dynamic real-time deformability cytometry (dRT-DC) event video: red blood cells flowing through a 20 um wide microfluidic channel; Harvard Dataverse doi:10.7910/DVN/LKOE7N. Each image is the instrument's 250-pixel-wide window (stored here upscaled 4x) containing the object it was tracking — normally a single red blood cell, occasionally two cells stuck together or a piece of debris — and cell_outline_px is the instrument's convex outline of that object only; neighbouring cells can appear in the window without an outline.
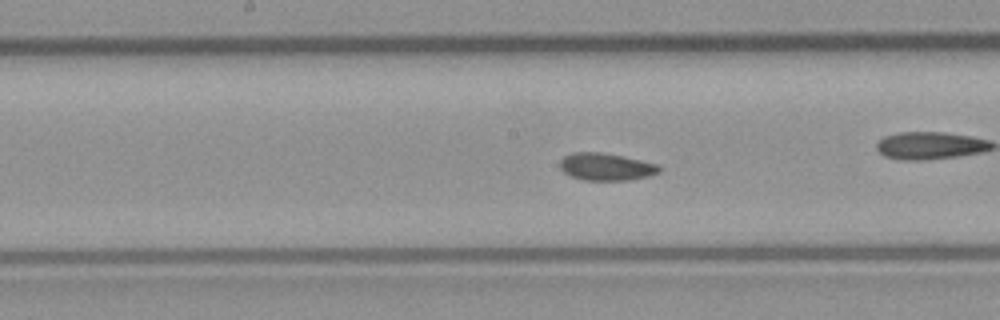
{"species": "common noctule bat (a hibernating species)", "species_latin": "Nyctalus noctula", "temperature_condition": "room temperature", "stored_images_in_passage": 48, "camera_frame_rate_fps": 3000, "um_per_image_px": 0.085, "animal": {"sex": "male", "body_mass_g": 23.1, "forearm_length_mm": 52.7}, "frame": {"image": 1, "passage_image": 21, "time_ms": 6.667, "image_size_px": [1000, 320], "cell_outline_px": [[660, 172], [648, 176], [628, 180], [584, 180], [572, 176], [564, 172], [560, 168], [560, 160], [564, 156], [572, 152], [600, 152], [624, 156], [656, 164], [660, 168]], "centroid_in_image_um": [51.49, 14.17], "position_along_channel_um": 196.7, "area_um2": 15.72}, "authors_computed_cell_mechanics": {"area_um2": 16.0684, "velocity_mm_per_s": 3.9104, "shape_relaxation_time_tau1_ms": 9.3307, "shape_relaxation_time_tau2_ms": 3.2674, "deformation_change_tau1": 0.1342, "deformation_change_tau2": 0.0726}}